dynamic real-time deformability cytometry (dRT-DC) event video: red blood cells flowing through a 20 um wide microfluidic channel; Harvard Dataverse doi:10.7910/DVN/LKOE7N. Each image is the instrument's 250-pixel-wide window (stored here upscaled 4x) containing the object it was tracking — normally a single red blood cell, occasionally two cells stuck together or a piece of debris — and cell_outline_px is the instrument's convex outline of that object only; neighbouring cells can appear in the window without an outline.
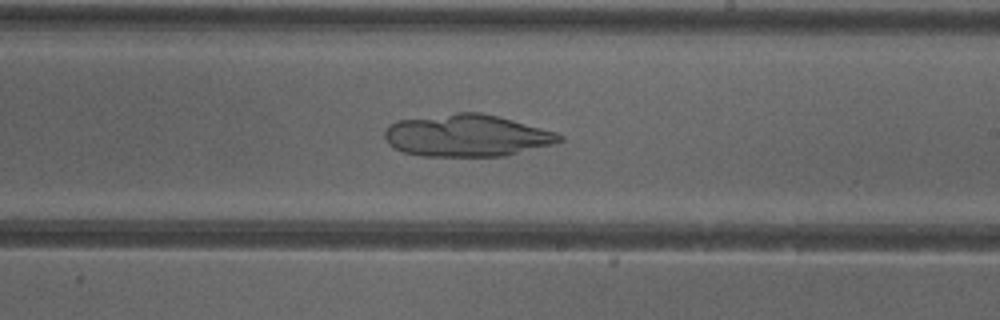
{"species": "common noctule bat (a hibernating species)", "species_latin": "Nyctalus noctula", "temperature_condition": "cold", "stored_images_in_passage": 51, "camera_frame_rate_fps": 3000, "um_per_image_px": 0.085, "animal": {"sex": "female"}, "frame": {"image": 1, "passage_image": 30, "time_ms": 9.667, "image_size_px": [1000, 320], "cell_outline_px": [[564, 140], [552, 144], [504, 156], [420, 156], [404, 152], [388, 144], [384, 136], [384, 132], [396, 120], [456, 112], [480, 112], [512, 120], [556, 132], [564, 136]], "centroid_in_image_um": [39.66, 11.52], "position_along_channel_um": 249.3, "area_um2": 42.71}}